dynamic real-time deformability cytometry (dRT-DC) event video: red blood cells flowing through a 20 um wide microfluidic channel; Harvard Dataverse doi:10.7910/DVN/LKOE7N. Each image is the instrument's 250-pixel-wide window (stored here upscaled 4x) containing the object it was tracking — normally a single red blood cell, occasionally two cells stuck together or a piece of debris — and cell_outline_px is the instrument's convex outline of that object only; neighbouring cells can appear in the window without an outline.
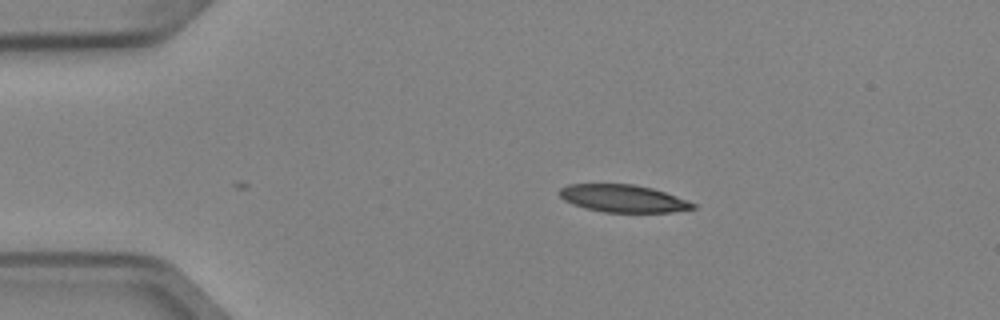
{"species": "Egyptian fruit bat (a non-hibernating species)", "species_latin": "Rousettus aegyptiacus", "temperature_condition": "cold", "stored_images_in_passage": 37, "camera_frame_rate_fps": 3000, "um_per_image_px": 0.085, "animal": {"sex": "female"}, "frame": {"image": 1, "passage_image": 1, "time_ms": 0.0, "image_size_px": [1000, 320], "cell_outline_px": [[696, 208], [672, 212], [604, 212], [584, 208], [572, 204], [564, 200], [560, 196], [560, 188], [568, 184], [632, 184], [652, 188], [688, 200], [696, 204]], "centroid_in_image_um": [52.96, 16.87], "position_along_channel_um": 32.0, "area_um2": 21.33}}
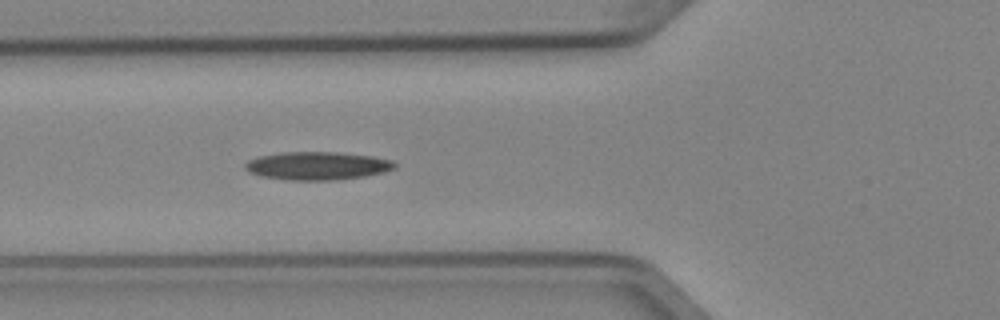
{"frame": {"image": 2, "passage_image": 10, "time_ms": 3.0, "image_size_px": [1000, 320], "cell_outline_px": [[396, 168], [384, 172], [364, 176], [336, 180], [284, 180], [260, 176], [248, 172], [244, 168], [244, 164], [248, 160], [260, 156], [280, 152], [336, 152], [372, 156], [392, 160], [396, 164]], "centroid_in_image_um": [26.94, 14.09], "position_along_channel_um": 98.9, "area_um2": 24.68}}
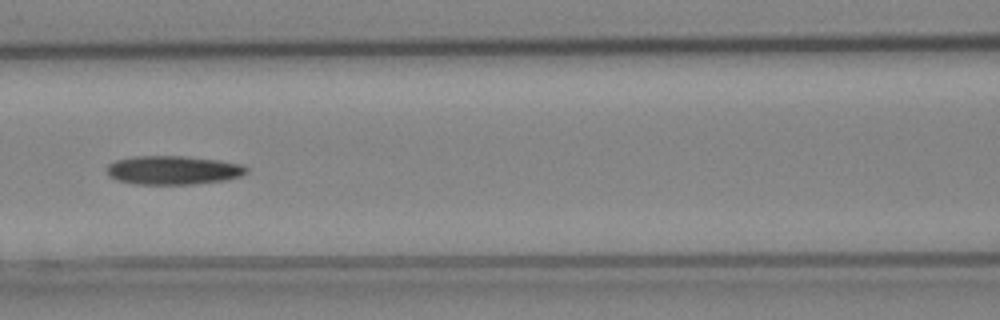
{"frame": {"image": 3, "passage_image": 14, "time_ms": 4.333, "image_size_px": [1000, 320], "cell_outline_px": [[248, 172], [240, 176], [224, 180], [192, 184], [132, 184], [116, 180], [108, 176], [108, 164], [116, 160], [132, 156], [184, 156], [216, 160], [240, 164], [248, 168]], "centroid_in_image_um": [14.68, 14.46], "position_along_channel_um": 151.9, "area_um2": 23.35}}